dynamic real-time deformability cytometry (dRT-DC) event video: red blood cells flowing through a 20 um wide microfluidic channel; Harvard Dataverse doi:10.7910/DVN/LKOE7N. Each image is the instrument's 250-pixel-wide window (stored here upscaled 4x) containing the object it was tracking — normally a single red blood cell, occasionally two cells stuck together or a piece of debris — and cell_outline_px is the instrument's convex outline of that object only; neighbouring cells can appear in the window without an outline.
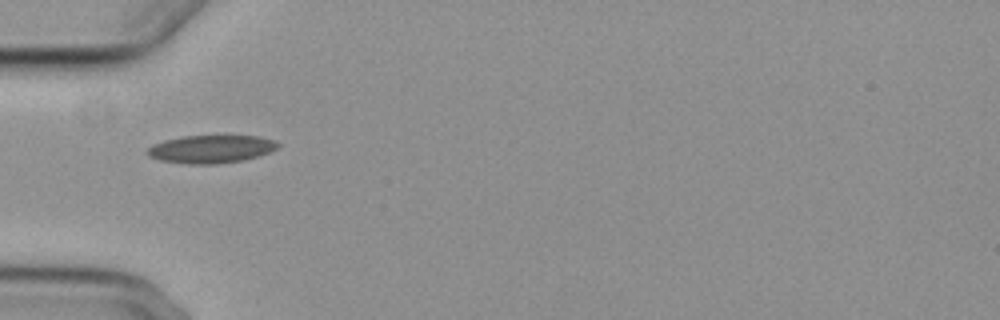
{"species": "common noctule bat (a hibernating species)", "species_latin": "Nyctalus noctula", "temperature_condition": "cold", "stored_images_in_passage": 36, "camera_frame_rate_fps": 3000, "um_per_image_px": 0.085, "animal": {"sex": "female", "body_mass_g": 29.2, "forearm_length_mm": 56.3}, "frame": {"image": 1, "passage_image": 1, "time_ms": 0.0, "image_size_px": [1000, 320], "cell_outline_px": [[280, 144], [276, 148], [268, 152], [244, 160], [216, 164], [188, 164], [160, 160], [148, 156], [144, 152], [152, 144], [164, 140], [184, 136], [224, 132], [260, 136], [276, 140]], "centroid_in_image_um": [17.95, 12.61], "position_along_channel_um": 67.0, "area_um2": 22.37}}
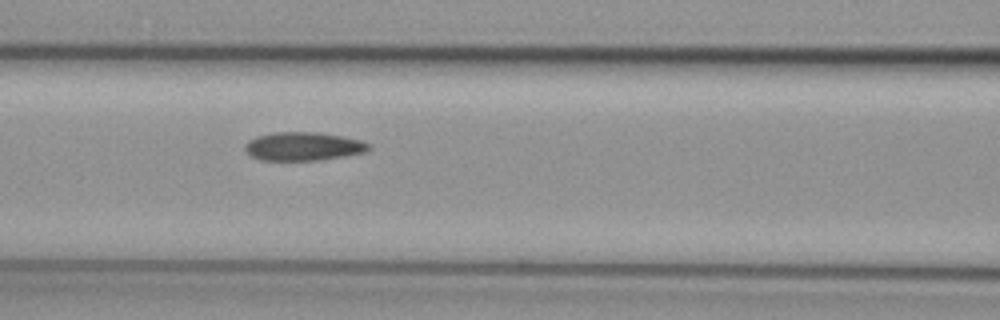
{"frame": {"image": 2, "passage_image": 7, "time_ms": 2.0, "image_size_px": [1000, 320], "cell_outline_px": [[372, 148], [364, 152], [344, 156], [320, 160], [260, 160], [252, 156], [244, 148], [244, 144], [248, 140], [256, 136], [272, 132], [316, 132], [340, 136], [360, 140], [372, 144]], "centroid_in_image_um": [25.77, 12.43], "position_along_channel_um": 140.8, "area_um2": 20.58}}
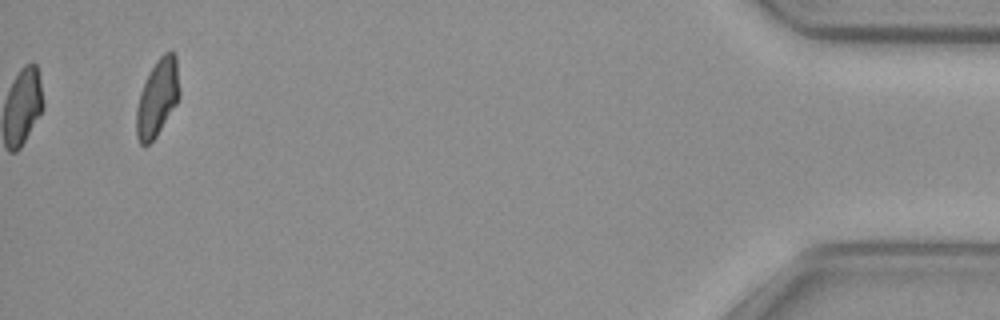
{"frame": {"image": 3, "passage_image": 36, "time_ms": 11.667, "image_size_px": [1000, 320], "cell_outline_px": [[180, 96], [176, 104], [156, 136], [148, 144], [140, 144], [136, 136], [136, 108], [140, 92], [156, 60], [164, 52], [172, 52], [176, 56], [180, 92]], "centroid_in_image_um": [13.38, 8.31], "position_along_channel_um": 421.8, "area_um2": 19.07}, "authors_computed_cell_mechanics": {"area_um2": 20.5768, "velocity_mm_per_s": 3.7336, "shape_relaxation_time_tau1_ms": null, "shape_relaxation_time_tau2_ms": 7.0018, "deformation_change_tau1": null, "deformation_change_tau2": 0.1276}}